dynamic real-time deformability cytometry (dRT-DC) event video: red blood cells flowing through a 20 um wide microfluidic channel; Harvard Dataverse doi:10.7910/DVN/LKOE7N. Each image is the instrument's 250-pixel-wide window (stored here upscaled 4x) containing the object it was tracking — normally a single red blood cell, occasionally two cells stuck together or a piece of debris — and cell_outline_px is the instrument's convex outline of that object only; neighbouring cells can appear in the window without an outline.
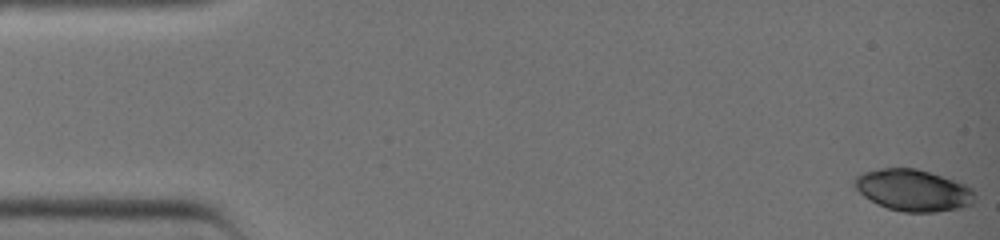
{"species": "common noctule bat (a hibernating species)", "species_latin": "Nyctalus noctula", "temperature_condition": "warm", "stored_images_in_passage": 39, "camera_frame_rate_fps": 3000, "um_per_image_px": 0.085, "animal": {"sex": "female", "body_mass_g": 19.0, "forearm_length_mm": 51.5}, "frame": {"image": 1, "passage_image": 1, "time_ms": 0.0, "image_size_px": [1000, 240], "cell_outline_px": [[976, 200], [972, 204], [964, 208], [936, 212], [904, 212], [888, 208], [876, 204], [864, 196], [852, 184], [852, 180], [856, 176], [864, 172], [880, 168], [916, 168], [956, 180], [968, 184], [976, 192]], "centroid_in_image_um": [77.67, 16.17], "position_along_channel_um": 7.3, "area_um2": 29.71}}
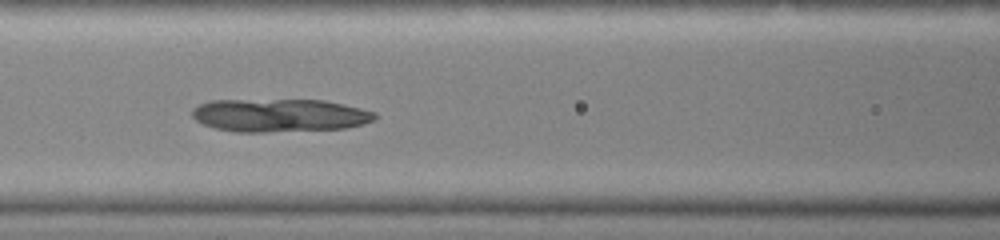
{"frame": {"image": 2, "passage_image": 18, "time_ms": 5.667, "image_size_px": [1000, 240], "cell_outline_px": [[376, 120], [364, 124], [344, 128], [264, 132], [236, 132], [216, 128], [204, 124], [196, 120], [192, 116], [192, 108], [200, 104], [212, 100], [324, 100], [360, 108], [376, 112]], "centroid_in_image_um": [23.77, 9.8], "position_along_channel_um": 142.8, "area_um2": 35.14}}
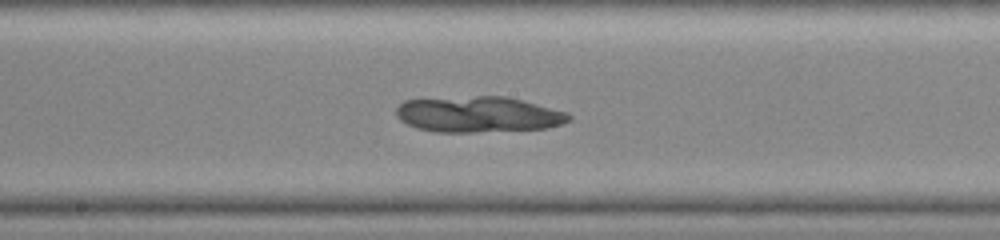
{"frame": {"image": 3, "passage_image": 22, "time_ms": 7.0, "image_size_px": [1000, 240], "cell_outline_px": [[572, 120], [548, 128], [476, 132], [436, 132], [416, 128], [400, 120], [396, 116], [396, 108], [404, 100], [476, 96], [508, 96], [568, 112], [572, 116]], "centroid_in_image_um": [40.68, 9.72], "position_along_channel_um": 207.5, "area_um2": 36.24}}